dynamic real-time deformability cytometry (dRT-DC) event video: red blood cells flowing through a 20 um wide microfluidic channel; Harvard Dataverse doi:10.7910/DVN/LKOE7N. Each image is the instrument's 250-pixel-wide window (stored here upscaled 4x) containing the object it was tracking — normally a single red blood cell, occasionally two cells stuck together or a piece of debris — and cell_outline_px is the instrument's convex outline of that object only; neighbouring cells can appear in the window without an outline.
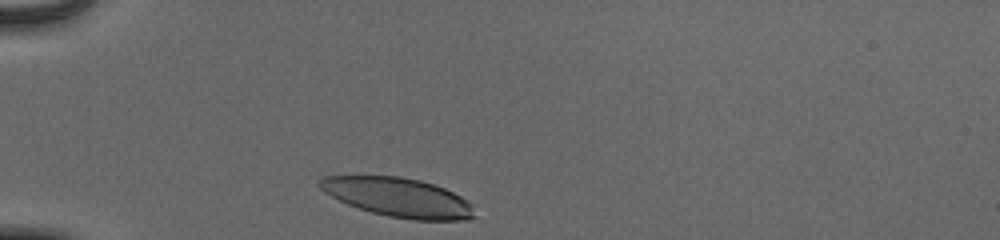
{"species": "human", "species_latin": "Homo sapiens", "temperature_condition": "cold", "stored_images_in_passage": 31, "camera_frame_rate_fps": 3000, "um_per_image_px": 0.085, "donor": {"sex": "male"}, "frame": {"image": 1, "passage_image": 1, "time_ms": 0.0, "image_size_px": [1000, 240], "cell_outline_px": [[476, 216], [468, 220], [412, 220], [388, 216], [372, 212], [348, 204], [324, 192], [320, 188], [320, 180], [324, 176], [400, 176], [420, 180], [444, 188], [460, 196], [472, 204]], "centroid_in_image_um": [33.89, 16.78], "position_along_channel_um": 51.1, "area_um2": 35.03}}
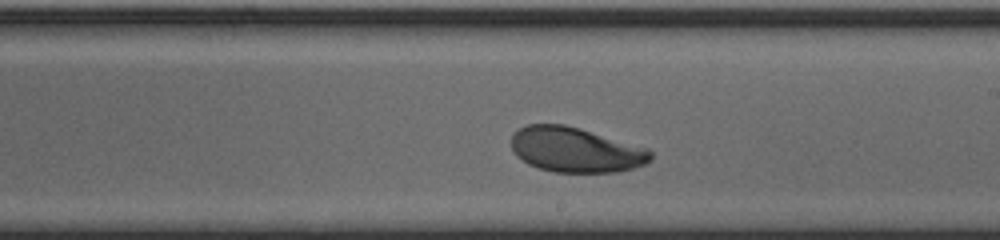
{"frame": {"image": 2, "passage_image": 18, "time_ms": 5.667, "image_size_px": [1000, 240], "cell_outline_px": [[652, 160], [648, 164], [616, 172], [552, 172], [528, 164], [516, 156], [512, 148], [512, 132], [528, 124], [564, 124], [580, 128], [648, 148], [652, 152]], "centroid_in_image_um": [48.93, 12.73], "position_along_channel_um": 240.1, "area_um2": 36.7}}
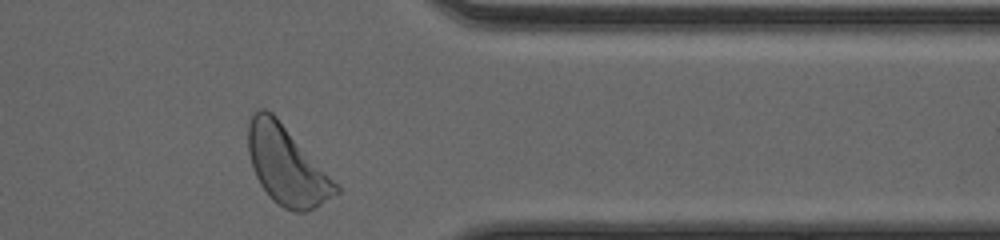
{"frame": {"image": 3, "passage_image": 30, "time_ms": 9.667, "image_size_px": [1000, 240], "cell_outline_px": [[340, 192], [316, 208], [304, 212], [292, 212], [284, 208], [272, 200], [260, 184], [256, 176], [248, 152], [248, 120], [252, 112], [260, 108], [264, 108], [272, 112], [276, 116], [340, 188]], "centroid_in_image_um": [24.33, 14.07], "position_along_channel_um": 387.1, "area_um2": 39.65}, "authors_computed_cell_mechanics": {"area_um2": 37.281, "velocity_mm_per_s": 3.8316, "shape_relaxation_time_tau1_ms": 1.8866, "shape_relaxation_time_tau2_ms": null, "deformation_change_tau1": 0.1293, "deformation_change_tau2": null}}